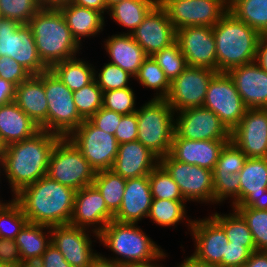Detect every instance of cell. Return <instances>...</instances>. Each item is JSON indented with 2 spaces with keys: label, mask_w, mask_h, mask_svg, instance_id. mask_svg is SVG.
I'll return each instance as SVG.
<instances>
[{
  "label": "cell",
  "mask_w": 267,
  "mask_h": 267,
  "mask_svg": "<svg viewBox=\"0 0 267 267\" xmlns=\"http://www.w3.org/2000/svg\"><path fill=\"white\" fill-rule=\"evenodd\" d=\"M217 72L204 67L188 66L171 82L165 98L175 113L193 107H203L208 85Z\"/></svg>",
  "instance_id": "obj_15"
},
{
  "label": "cell",
  "mask_w": 267,
  "mask_h": 267,
  "mask_svg": "<svg viewBox=\"0 0 267 267\" xmlns=\"http://www.w3.org/2000/svg\"><path fill=\"white\" fill-rule=\"evenodd\" d=\"M38 261L42 267H72L52 243L46 248Z\"/></svg>",
  "instance_id": "obj_54"
},
{
  "label": "cell",
  "mask_w": 267,
  "mask_h": 267,
  "mask_svg": "<svg viewBox=\"0 0 267 267\" xmlns=\"http://www.w3.org/2000/svg\"><path fill=\"white\" fill-rule=\"evenodd\" d=\"M122 0H105L107 9L113 6L115 3L121 2Z\"/></svg>",
  "instance_id": "obj_65"
},
{
  "label": "cell",
  "mask_w": 267,
  "mask_h": 267,
  "mask_svg": "<svg viewBox=\"0 0 267 267\" xmlns=\"http://www.w3.org/2000/svg\"><path fill=\"white\" fill-rule=\"evenodd\" d=\"M167 253H165V251L156 259L150 261V262H146V263H138V264H132L129 266H125V267H164L163 264L160 265L161 263H157L162 261V259H165L167 256Z\"/></svg>",
  "instance_id": "obj_63"
},
{
  "label": "cell",
  "mask_w": 267,
  "mask_h": 267,
  "mask_svg": "<svg viewBox=\"0 0 267 267\" xmlns=\"http://www.w3.org/2000/svg\"><path fill=\"white\" fill-rule=\"evenodd\" d=\"M22 262L14 239L0 238V267H16Z\"/></svg>",
  "instance_id": "obj_53"
},
{
  "label": "cell",
  "mask_w": 267,
  "mask_h": 267,
  "mask_svg": "<svg viewBox=\"0 0 267 267\" xmlns=\"http://www.w3.org/2000/svg\"><path fill=\"white\" fill-rule=\"evenodd\" d=\"M135 95L132 87L103 92V107L122 115L135 113L138 109Z\"/></svg>",
  "instance_id": "obj_46"
},
{
  "label": "cell",
  "mask_w": 267,
  "mask_h": 267,
  "mask_svg": "<svg viewBox=\"0 0 267 267\" xmlns=\"http://www.w3.org/2000/svg\"><path fill=\"white\" fill-rule=\"evenodd\" d=\"M203 107L213 111L230 132L248 109L227 72H217L212 77Z\"/></svg>",
  "instance_id": "obj_12"
},
{
  "label": "cell",
  "mask_w": 267,
  "mask_h": 267,
  "mask_svg": "<svg viewBox=\"0 0 267 267\" xmlns=\"http://www.w3.org/2000/svg\"><path fill=\"white\" fill-rule=\"evenodd\" d=\"M247 108H267V72L256 62L227 72Z\"/></svg>",
  "instance_id": "obj_23"
},
{
  "label": "cell",
  "mask_w": 267,
  "mask_h": 267,
  "mask_svg": "<svg viewBox=\"0 0 267 267\" xmlns=\"http://www.w3.org/2000/svg\"><path fill=\"white\" fill-rule=\"evenodd\" d=\"M158 3L159 0H122L108 9V15L114 22L129 29L123 34H132Z\"/></svg>",
  "instance_id": "obj_31"
},
{
  "label": "cell",
  "mask_w": 267,
  "mask_h": 267,
  "mask_svg": "<svg viewBox=\"0 0 267 267\" xmlns=\"http://www.w3.org/2000/svg\"><path fill=\"white\" fill-rule=\"evenodd\" d=\"M3 146L1 145L0 143V163H1V160H2V153H3Z\"/></svg>",
  "instance_id": "obj_66"
},
{
  "label": "cell",
  "mask_w": 267,
  "mask_h": 267,
  "mask_svg": "<svg viewBox=\"0 0 267 267\" xmlns=\"http://www.w3.org/2000/svg\"><path fill=\"white\" fill-rule=\"evenodd\" d=\"M30 76L31 74L11 57H0V78L18 86Z\"/></svg>",
  "instance_id": "obj_49"
},
{
  "label": "cell",
  "mask_w": 267,
  "mask_h": 267,
  "mask_svg": "<svg viewBox=\"0 0 267 267\" xmlns=\"http://www.w3.org/2000/svg\"><path fill=\"white\" fill-rule=\"evenodd\" d=\"M176 41L188 66L217 72L216 44L212 27L187 26L176 30Z\"/></svg>",
  "instance_id": "obj_17"
},
{
  "label": "cell",
  "mask_w": 267,
  "mask_h": 267,
  "mask_svg": "<svg viewBox=\"0 0 267 267\" xmlns=\"http://www.w3.org/2000/svg\"><path fill=\"white\" fill-rule=\"evenodd\" d=\"M233 0H225V2L229 5Z\"/></svg>",
  "instance_id": "obj_68"
},
{
  "label": "cell",
  "mask_w": 267,
  "mask_h": 267,
  "mask_svg": "<svg viewBox=\"0 0 267 267\" xmlns=\"http://www.w3.org/2000/svg\"><path fill=\"white\" fill-rule=\"evenodd\" d=\"M114 219L98 189L88 185L76 191L70 225L100 233Z\"/></svg>",
  "instance_id": "obj_19"
},
{
  "label": "cell",
  "mask_w": 267,
  "mask_h": 267,
  "mask_svg": "<svg viewBox=\"0 0 267 267\" xmlns=\"http://www.w3.org/2000/svg\"><path fill=\"white\" fill-rule=\"evenodd\" d=\"M159 164V158L138 140L119 144L111 170L122 178H138Z\"/></svg>",
  "instance_id": "obj_25"
},
{
  "label": "cell",
  "mask_w": 267,
  "mask_h": 267,
  "mask_svg": "<svg viewBox=\"0 0 267 267\" xmlns=\"http://www.w3.org/2000/svg\"><path fill=\"white\" fill-rule=\"evenodd\" d=\"M2 56L11 57L31 75H39L49 69L38 54L28 24L0 17V57Z\"/></svg>",
  "instance_id": "obj_9"
},
{
  "label": "cell",
  "mask_w": 267,
  "mask_h": 267,
  "mask_svg": "<svg viewBox=\"0 0 267 267\" xmlns=\"http://www.w3.org/2000/svg\"><path fill=\"white\" fill-rule=\"evenodd\" d=\"M152 199L148 175L126 179L122 203L113 220L138 224L148 217Z\"/></svg>",
  "instance_id": "obj_22"
},
{
  "label": "cell",
  "mask_w": 267,
  "mask_h": 267,
  "mask_svg": "<svg viewBox=\"0 0 267 267\" xmlns=\"http://www.w3.org/2000/svg\"><path fill=\"white\" fill-rule=\"evenodd\" d=\"M147 56L176 41V30L169 20L166 10L158 3L131 34Z\"/></svg>",
  "instance_id": "obj_20"
},
{
  "label": "cell",
  "mask_w": 267,
  "mask_h": 267,
  "mask_svg": "<svg viewBox=\"0 0 267 267\" xmlns=\"http://www.w3.org/2000/svg\"><path fill=\"white\" fill-rule=\"evenodd\" d=\"M134 79L141 86L156 91L153 96L156 99H165L169 94L171 82L152 56H148L143 61Z\"/></svg>",
  "instance_id": "obj_38"
},
{
  "label": "cell",
  "mask_w": 267,
  "mask_h": 267,
  "mask_svg": "<svg viewBox=\"0 0 267 267\" xmlns=\"http://www.w3.org/2000/svg\"><path fill=\"white\" fill-rule=\"evenodd\" d=\"M216 44L217 72L253 63L262 36L245 22L227 12L212 27Z\"/></svg>",
  "instance_id": "obj_4"
},
{
  "label": "cell",
  "mask_w": 267,
  "mask_h": 267,
  "mask_svg": "<svg viewBox=\"0 0 267 267\" xmlns=\"http://www.w3.org/2000/svg\"><path fill=\"white\" fill-rule=\"evenodd\" d=\"M104 49L109 55V63L119 66L135 77L143 61L148 57L131 34H113L104 41Z\"/></svg>",
  "instance_id": "obj_27"
},
{
  "label": "cell",
  "mask_w": 267,
  "mask_h": 267,
  "mask_svg": "<svg viewBox=\"0 0 267 267\" xmlns=\"http://www.w3.org/2000/svg\"><path fill=\"white\" fill-rule=\"evenodd\" d=\"M92 65L86 59L75 57L54 64L50 70L74 92L90 84L95 79L94 71L96 68Z\"/></svg>",
  "instance_id": "obj_32"
},
{
  "label": "cell",
  "mask_w": 267,
  "mask_h": 267,
  "mask_svg": "<svg viewBox=\"0 0 267 267\" xmlns=\"http://www.w3.org/2000/svg\"><path fill=\"white\" fill-rule=\"evenodd\" d=\"M16 267H42L38 260L22 261Z\"/></svg>",
  "instance_id": "obj_64"
},
{
  "label": "cell",
  "mask_w": 267,
  "mask_h": 267,
  "mask_svg": "<svg viewBox=\"0 0 267 267\" xmlns=\"http://www.w3.org/2000/svg\"><path fill=\"white\" fill-rule=\"evenodd\" d=\"M90 231V229L75 227L70 224L52 226L51 243L72 267H89L99 254L92 249V242L99 240V234ZM91 233L94 235L92 236ZM91 236L95 237L96 240L92 241Z\"/></svg>",
  "instance_id": "obj_16"
},
{
  "label": "cell",
  "mask_w": 267,
  "mask_h": 267,
  "mask_svg": "<svg viewBox=\"0 0 267 267\" xmlns=\"http://www.w3.org/2000/svg\"><path fill=\"white\" fill-rule=\"evenodd\" d=\"M177 114V115H176ZM173 138L190 140H231V132L211 110L193 107L175 113Z\"/></svg>",
  "instance_id": "obj_14"
},
{
  "label": "cell",
  "mask_w": 267,
  "mask_h": 267,
  "mask_svg": "<svg viewBox=\"0 0 267 267\" xmlns=\"http://www.w3.org/2000/svg\"><path fill=\"white\" fill-rule=\"evenodd\" d=\"M15 87L11 82L0 78V105L14 101Z\"/></svg>",
  "instance_id": "obj_56"
},
{
  "label": "cell",
  "mask_w": 267,
  "mask_h": 267,
  "mask_svg": "<svg viewBox=\"0 0 267 267\" xmlns=\"http://www.w3.org/2000/svg\"><path fill=\"white\" fill-rule=\"evenodd\" d=\"M121 116L122 114L101 107L89 120L99 129L114 135Z\"/></svg>",
  "instance_id": "obj_51"
},
{
  "label": "cell",
  "mask_w": 267,
  "mask_h": 267,
  "mask_svg": "<svg viewBox=\"0 0 267 267\" xmlns=\"http://www.w3.org/2000/svg\"><path fill=\"white\" fill-rule=\"evenodd\" d=\"M137 140L159 159L169 154L174 136L175 111L166 99L145 102L137 111Z\"/></svg>",
  "instance_id": "obj_6"
},
{
  "label": "cell",
  "mask_w": 267,
  "mask_h": 267,
  "mask_svg": "<svg viewBox=\"0 0 267 267\" xmlns=\"http://www.w3.org/2000/svg\"><path fill=\"white\" fill-rule=\"evenodd\" d=\"M255 62L267 72V37L259 40Z\"/></svg>",
  "instance_id": "obj_58"
},
{
  "label": "cell",
  "mask_w": 267,
  "mask_h": 267,
  "mask_svg": "<svg viewBox=\"0 0 267 267\" xmlns=\"http://www.w3.org/2000/svg\"><path fill=\"white\" fill-rule=\"evenodd\" d=\"M72 3L78 6L97 10L99 12H102L104 15L105 12L106 14H108L105 0H73Z\"/></svg>",
  "instance_id": "obj_59"
},
{
  "label": "cell",
  "mask_w": 267,
  "mask_h": 267,
  "mask_svg": "<svg viewBox=\"0 0 267 267\" xmlns=\"http://www.w3.org/2000/svg\"><path fill=\"white\" fill-rule=\"evenodd\" d=\"M96 171L68 137H61L54 146L48 165L51 179L75 191L91 185Z\"/></svg>",
  "instance_id": "obj_7"
},
{
  "label": "cell",
  "mask_w": 267,
  "mask_h": 267,
  "mask_svg": "<svg viewBox=\"0 0 267 267\" xmlns=\"http://www.w3.org/2000/svg\"><path fill=\"white\" fill-rule=\"evenodd\" d=\"M247 156L229 141L222 149L212 174H238L244 166Z\"/></svg>",
  "instance_id": "obj_48"
},
{
  "label": "cell",
  "mask_w": 267,
  "mask_h": 267,
  "mask_svg": "<svg viewBox=\"0 0 267 267\" xmlns=\"http://www.w3.org/2000/svg\"><path fill=\"white\" fill-rule=\"evenodd\" d=\"M4 203H5V200H4V202H3V198H2V200L0 199V207H1Z\"/></svg>",
  "instance_id": "obj_67"
},
{
  "label": "cell",
  "mask_w": 267,
  "mask_h": 267,
  "mask_svg": "<svg viewBox=\"0 0 267 267\" xmlns=\"http://www.w3.org/2000/svg\"><path fill=\"white\" fill-rule=\"evenodd\" d=\"M15 242L22 261L39 260L51 244V227L28 222Z\"/></svg>",
  "instance_id": "obj_30"
},
{
  "label": "cell",
  "mask_w": 267,
  "mask_h": 267,
  "mask_svg": "<svg viewBox=\"0 0 267 267\" xmlns=\"http://www.w3.org/2000/svg\"><path fill=\"white\" fill-rule=\"evenodd\" d=\"M228 7L238 20L267 37V0H233Z\"/></svg>",
  "instance_id": "obj_35"
},
{
  "label": "cell",
  "mask_w": 267,
  "mask_h": 267,
  "mask_svg": "<svg viewBox=\"0 0 267 267\" xmlns=\"http://www.w3.org/2000/svg\"><path fill=\"white\" fill-rule=\"evenodd\" d=\"M58 9L61 11L73 38L80 46H82L83 38L96 37L104 29L106 17L102 12L73 3Z\"/></svg>",
  "instance_id": "obj_29"
},
{
  "label": "cell",
  "mask_w": 267,
  "mask_h": 267,
  "mask_svg": "<svg viewBox=\"0 0 267 267\" xmlns=\"http://www.w3.org/2000/svg\"><path fill=\"white\" fill-rule=\"evenodd\" d=\"M231 141L247 158H265L267 108H248L240 123L231 131Z\"/></svg>",
  "instance_id": "obj_18"
},
{
  "label": "cell",
  "mask_w": 267,
  "mask_h": 267,
  "mask_svg": "<svg viewBox=\"0 0 267 267\" xmlns=\"http://www.w3.org/2000/svg\"><path fill=\"white\" fill-rule=\"evenodd\" d=\"M42 62L54 64L75 58L82 46L73 38L59 9L40 8L28 22Z\"/></svg>",
  "instance_id": "obj_3"
},
{
  "label": "cell",
  "mask_w": 267,
  "mask_h": 267,
  "mask_svg": "<svg viewBox=\"0 0 267 267\" xmlns=\"http://www.w3.org/2000/svg\"><path fill=\"white\" fill-rule=\"evenodd\" d=\"M152 58L158 63L170 82L188 67L177 41L156 52Z\"/></svg>",
  "instance_id": "obj_42"
},
{
  "label": "cell",
  "mask_w": 267,
  "mask_h": 267,
  "mask_svg": "<svg viewBox=\"0 0 267 267\" xmlns=\"http://www.w3.org/2000/svg\"><path fill=\"white\" fill-rule=\"evenodd\" d=\"M175 30L187 26H215L229 11L225 0H159Z\"/></svg>",
  "instance_id": "obj_11"
},
{
  "label": "cell",
  "mask_w": 267,
  "mask_h": 267,
  "mask_svg": "<svg viewBox=\"0 0 267 267\" xmlns=\"http://www.w3.org/2000/svg\"><path fill=\"white\" fill-rule=\"evenodd\" d=\"M250 255L251 252L243 245L229 242L222 257V267H242Z\"/></svg>",
  "instance_id": "obj_52"
},
{
  "label": "cell",
  "mask_w": 267,
  "mask_h": 267,
  "mask_svg": "<svg viewBox=\"0 0 267 267\" xmlns=\"http://www.w3.org/2000/svg\"><path fill=\"white\" fill-rule=\"evenodd\" d=\"M186 200L152 199L150 212L147 218L162 227H177L179 222L186 221L191 229L193 219H189L186 210Z\"/></svg>",
  "instance_id": "obj_34"
},
{
  "label": "cell",
  "mask_w": 267,
  "mask_h": 267,
  "mask_svg": "<svg viewBox=\"0 0 267 267\" xmlns=\"http://www.w3.org/2000/svg\"><path fill=\"white\" fill-rule=\"evenodd\" d=\"M94 72L95 80L103 92L130 87V78L134 79L127 71L109 62Z\"/></svg>",
  "instance_id": "obj_47"
},
{
  "label": "cell",
  "mask_w": 267,
  "mask_h": 267,
  "mask_svg": "<svg viewBox=\"0 0 267 267\" xmlns=\"http://www.w3.org/2000/svg\"><path fill=\"white\" fill-rule=\"evenodd\" d=\"M137 114L122 115L115 131V138L119 144L137 140L138 136Z\"/></svg>",
  "instance_id": "obj_50"
},
{
  "label": "cell",
  "mask_w": 267,
  "mask_h": 267,
  "mask_svg": "<svg viewBox=\"0 0 267 267\" xmlns=\"http://www.w3.org/2000/svg\"><path fill=\"white\" fill-rule=\"evenodd\" d=\"M236 207H249L256 210H267V190L260 195H249Z\"/></svg>",
  "instance_id": "obj_55"
},
{
  "label": "cell",
  "mask_w": 267,
  "mask_h": 267,
  "mask_svg": "<svg viewBox=\"0 0 267 267\" xmlns=\"http://www.w3.org/2000/svg\"><path fill=\"white\" fill-rule=\"evenodd\" d=\"M89 267H122L113 260L105 258V255L99 252L98 256L92 261Z\"/></svg>",
  "instance_id": "obj_60"
},
{
  "label": "cell",
  "mask_w": 267,
  "mask_h": 267,
  "mask_svg": "<svg viewBox=\"0 0 267 267\" xmlns=\"http://www.w3.org/2000/svg\"><path fill=\"white\" fill-rule=\"evenodd\" d=\"M27 223L21 205L14 198L0 207V238L15 240Z\"/></svg>",
  "instance_id": "obj_39"
},
{
  "label": "cell",
  "mask_w": 267,
  "mask_h": 267,
  "mask_svg": "<svg viewBox=\"0 0 267 267\" xmlns=\"http://www.w3.org/2000/svg\"><path fill=\"white\" fill-rule=\"evenodd\" d=\"M238 176L240 179V204L249 195L263 194L267 190L265 158H247Z\"/></svg>",
  "instance_id": "obj_33"
},
{
  "label": "cell",
  "mask_w": 267,
  "mask_h": 267,
  "mask_svg": "<svg viewBox=\"0 0 267 267\" xmlns=\"http://www.w3.org/2000/svg\"><path fill=\"white\" fill-rule=\"evenodd\" d=\"M190 234L195 245L192 256L200 262L222 267V257L229 243L224 230L209 216L194 218Z\"/></svg>",
  "instance_id": "obj_21"
},
{
  "label": "cell",
  "mask_w": 267,
  "mask_h": 267,
  "mask_svg": "<svg viewBox=\"0 0 267 267\" xmlns=\"http://www.w3.org/2000/svg\"><path fill=\"white\" fill-rule=\"evenodd\" d=\"M44 90L48 101L47 131L68 137L84 121L76 109L73 92L50 69L44 72Z\"/></svg>",
  "instance_id": "obj_8"
},
{
  "label": "cell",
  "mask_w": 267,
  "mask_h": 267,
  "mask_svg": "<svg viewBox=\"0 0 267 267\" xmlns=\"http://www.w3.org/2000/svg\"><path fill=\"white\" fill-rule=\"evenodd\" d=\"M92 184L101 193L107 208L115 214L122 203L126 179L112 170H102L96 172Z\"/></svg>",
  "instance_id": "obj_37"
},
{
  "label": "cell",
  "mask_w": 267,
  "mask_h": 267,
  "mask_svg": "<svg viewBox=\"0 0 267 267\" xmlns=\"http://www.w3.org/2000/svg\"><path fill=\"white\" fill-rule=\"evenodd\" d=\"M232 211L229 214L214 212L209 216L224 230L229 242L243 245L251 253L256 251V246L246 221L234 208Z\"/></svg>",
  "instance_id": "obj_36"
},
{
  "label": "cell",
  "mask_w": 267,
  "mask_h": 267,
  "mask_svg": "<svg viewBox=\"0 0 267 267\" xmlns=\"http://www.w3.org/2000/svg\"><path fill=\"white\" fill-rule=\"evenodd\" d=\"M229 141L173 138L169 155L177 161L213 171L222 149Z\"/></svg>",
  "instance_id": "obj_24"
},
{
  "label": "cell",
  "mask_w": 267,
  "mask_h": 267,
  "mask_svg": "<svg viewBox=\"0 0 267 267\" xmlns=\"http://www.w3.org/2000/svg\"><path fill=\"white\" fill-rule=\"evenodd\" d=\"M73 0H39L41 8H55L72 3Z\"/></svg>",
  "instance_id": "obj_62"
},
{
  "label": "cell",
  "mask_w": 267,
  "mask_h": 267,
  "mask_svg": "<svg viewBox=\"0 0 267 267\" xmlns=\"http://www.w3.org/2000/svg\"><path fill=\"white\" fill-rule=\"evenodd\" d=\"M214 188V204H221L223 201H231L232 208L240 205V179L236 173L212 174Z\"/></svg>",
  "instance_id": "obj_44"
},
{
  "label": "cell",
  "mask_w": 267,
  "mask_h": 267,
  "mask_svg": "<svg viewBox=\"0 0 267 267\" xmlns=\"http://www.w3.org/2000/svg\"><path fill=\"white\" fill-rule=\"evenodd\" d=\"M40 8L39 0H0V17L28 24Z\"/></svg>",
  "instance_id": "obj_45"
},
{
  "label": "cell",
  "mask_w": 267,
  "mask_h": 267,
  "mask_svg": "<svg viewBox=\"0 0 267 267\" xmlns=\"http://www.w3.org/2000/svg\"><path fill=\"white\" fill-rule=\"evenodd\" d=\"M39 130V126L14 101L0 105V143L3 147L23 141Z\"/></svg>",
  "instance_id": "obj_28"
},
{
  "label": "cell",
  "mask_w": 267,
  "mask_h": 267,
  "mask_svg": "<svg viewBox=\"0 0 267 267\" xmlns=\"http://www.w3.org/2000/svg\"><path fill=\"white\" fill-rule=\"evenodd\" d=\"M242 267H267V251L256 250Z\"/></svg>",
  "instance_id": "obj_57"
},
{
  "label": "cell",
  "mask_w": 267,
  "mask_h": 267,
  "mask_svg": "<svg viewBox=\"0 0 267 267\" xmlns=\"http://www.w3.org/2000/svg\"><path fill=\"white\" fill-rule=\"evenodd\" d=\"M73 99L79 115L84 120L90 119L103 107V91L95 79L80 90L74 91Z\"/></svg>",
  "instance_id": "obj_41"
},
{
  "label": "cell",
  "mask_w": 267,
  "mask_h": 267,
  "mask_svg": "<svg viewBox=\"0 0 267 267\" xmlns=\"http://www.w3.org/2000/svg\"><path fill=\"white\" fill-rule=\"evenodd\" d=\"M14 102L40 129L47 131L48 101L44 90V72L31 75L16 86Z\"/></svg>",
  "instance_id": "obj_26"
},
{
  "label": "cell",
  "mask_w": 267,
  "mask_h": 267,
  "mask_svg": "<svg viewBox=\"0 0 267 267\" xmlns=\"http://www.w3.org/2000/svg\"><path fill=\"white\" fill-rule=\"evenodd\" d=\"M68 138L96 172L111 170L119 147L113 134L99 129L86 119Z\"/></svg>",
  "instance_id": "obj_10"
},
{
  "label": "cell",
  "mask_w": 267,
  "mask_h": 267,
  "mask_svg": "<svg viewBox=\"0 0 267 267\" xmlns=\"http://www.w3.org/2000/svg\"><path fill=\"white\" fill-rule=\"evenodd\" d=\"M60 138L40 129L33 136L3 148L0 176L6 175L12 198L24 187L47 175L52 150Z\"/></svg>",
  "instance_id": "obj_1"
},
{
  "label": "cell",
  "mask_w": 267,
  "mask_h": 267,
  "mask_svg": "<svg viewBox=\"0 0 267 267\" xmlns=\"http://www.w3.org/2000/svg\"><path fill=\"white\" fill-rule=\"evenodd\" d=\"M153 199L185 200L179 186L159 163L148 175Z\"/></svg>",
  "instance_id": "obj_40"
},
{
  "label": "cell",
  "mask_w": 267,
  "mask_h": 267,
  "mask_svg": "<svg viewBox=\"0 0 267 267\" xmlns=\"http://www.w3.org/2000/svg\"><path fill=\"white\" fill-rule=\"evenodd\" d=\"M99 243L114 253L113 260L120 266L146 263L158 258L164 250L138 224L110 221L99 233Z\"/></svg>",
  "instance_id": "obj_5"
},
{
  "label": "cell",
  "mask_w": 267,
  "mask_h": 267,
  "mask_svg": "<svg viewBox=\"0 0 267 267\" xmlns=\"http://www.w3.org/2000/svg\"><path fill=\"white\" fill-rule=\"evenodd\" d=\"M249 227L256 250L267 251V210L249 207H234Z\"/></svg>",
  "instance_id": "obj_43"
},
{
  "label": "cell",
  "mask_w": 267,
  "mask_h": 267,
  "mask_svg": "<svg viewBox=\"0 0 267 267\" xmlns=\"http://www.w3.org/2000/svg\"><path fill=\"white\" fill-rule=\"evenodd\" d=\"M176 267H220V266L200 262L194 256L191 255L187 256V258H184L183 262H181V264L178 263Z\"/></svg>",
  "instance_id": "obj_61"
},
{
  "label": "cell",
  "mask_w": 267,
  "mask_h": 267,
  "mask_svg": "<svg viewBox=\"0 0 267 267\" xmlns=\"http://www.w3.org/2000/svg\"><path fill=\"white\" fill-rule=\"evenodd\" d=\"M75 194L74 189L46 175L13 198L21 205L28 222L52 227L69 224Z\"/></svg>",
  "instance_id": "obj_2"
},
{
  "label": "cell",
  "mask_w": 267,
  "mask_h": 267,
  "mask_svg": "<svg viewBox=\"0 0 267 267\" xmlns=\"http://www.w3.org/2000/svg\"><path fill=\"white\" fill-rule=\"evenodd\" d=\"M159 163L177 183L181 194L187 202L214 203L213 175L211 170L177 161L169 154L161 157Z\"/></svg>",
  "instance_id": "obj_13"
}]
</instances>
